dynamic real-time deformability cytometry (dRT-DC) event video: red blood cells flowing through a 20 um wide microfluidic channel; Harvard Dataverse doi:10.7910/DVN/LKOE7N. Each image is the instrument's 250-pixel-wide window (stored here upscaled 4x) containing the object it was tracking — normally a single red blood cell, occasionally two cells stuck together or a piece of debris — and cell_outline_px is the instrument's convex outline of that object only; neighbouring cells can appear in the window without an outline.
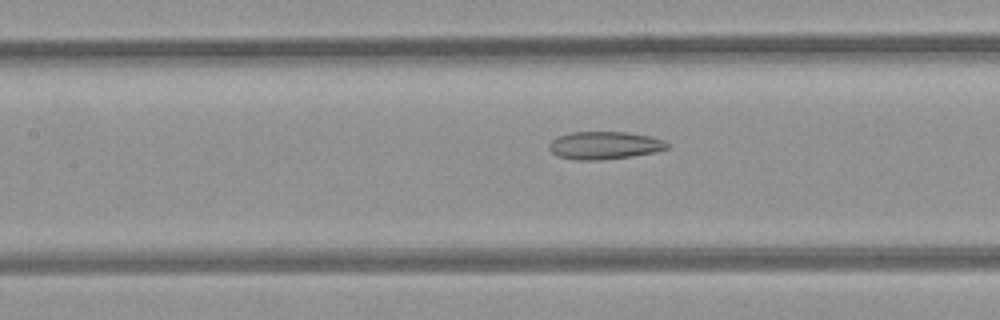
{"species": "common noctule bat (a hibernating species)", "species_latin": "Nyctalus noctula", "temperature_condition": "room temperature", "stored_images_in_passage": 40, "camera_frame_rate_fps": 3000, "um_per_image_px": 0.085, "animal": {"sex": "female", "body_mass_g": 21.9}, "frame": {"image": 1, "passage_image": 11, "time_ms": 3.333, "image_size_px": [1000, 320], "cell_outline_px": [[668, 148], [656, 152], [632, 156], [600, 160], [572, 160], [556, 156], [548, 148], [548, 144], [552, 140], [560, 136], [572, 132], [628, 132], [652, 136], [664, 140], [668, 144]], "centroid_in_image_um": [51.38, 12.36], "position_along_channel_um": 156.0, "area_um2": 19.25}}
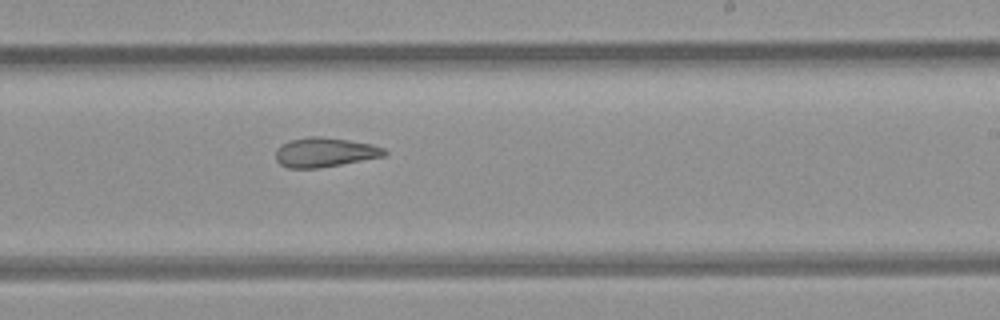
{"frame": {"image": 2, "passage_image": 19, "time_ms": 6.0, "image_size_px": [1000, 320], "cell_outline_px": [[388, 152], [384, 156], [320, 168], [288, 168], [280, 164], [276, 160], [276, 148], [292, 140], [308, 136], [320, 136], [348, 140], [372, 144], [384, 148]], "centroid_in_image_um": [27.61, 12.95], "position_along_channel_um": 261.4, "area_um2": 18.55}}
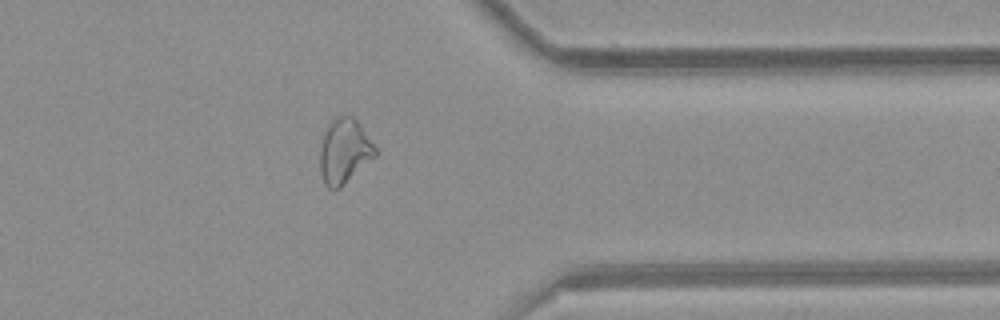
{"frame": {"image": 3, "passage_image": 29, "time_ms": 9.333, "image_size_px": [1000, 320], "cell_outline_px": [[376, 156], [340, 188], [328, 188], [324, 184], [320, 172], [320, 148], [324, 128], [336, 116], [352, 116], [356, 120], [376, 148]], "centroid_in_image_um": [29.23, 12.85], "position_along_channel_um": 382.2, "area_um2": 20.81}, "authors_computed_cell_mechanics": {"area_um2": 20.4034, "velocity_mm_per_s": 3.9641, "shape_relaxation_time_tau1_ms": null, "shape_relaxation_time_tau2_ms": 4.8057, "deformation_change_tau1": null, "deformation_change_tau2": 0.1315}}